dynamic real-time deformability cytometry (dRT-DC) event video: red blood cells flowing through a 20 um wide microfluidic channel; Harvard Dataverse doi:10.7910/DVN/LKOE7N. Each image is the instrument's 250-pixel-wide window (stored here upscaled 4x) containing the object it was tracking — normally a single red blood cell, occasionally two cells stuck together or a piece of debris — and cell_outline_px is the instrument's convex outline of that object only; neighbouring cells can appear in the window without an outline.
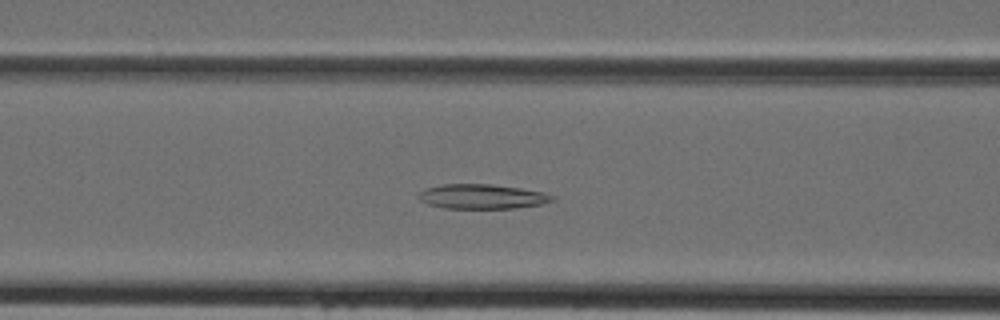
{"species": "Egyptian fruit bat (a non-hibernating species)", "species_latin": "Rousettus aegyptiacus", "temperature_condition": "cold", "stored_images_in_passage": 44, "camera_frame_rate_fps": 3000, "um_per_image_px": 0.085, "animal": {"sex": "female"}, "frame": {"image": 1, "passage_image": 17, "time_ms": 5.333, "image_size_px": [1000, 320], "cell_outline_px": [[556, 200], [540, 204], [516, 208], [444, 208], [428, 204], [420, 200], [416, 196], [424, 188], [444, 184], [488, 184], [520, 188], [540, 192], [556, 196]], "centroid_in_image_um": [40.95, 16.7], "position_along_channel_um": 125.7, "area_um2": 19.13}}
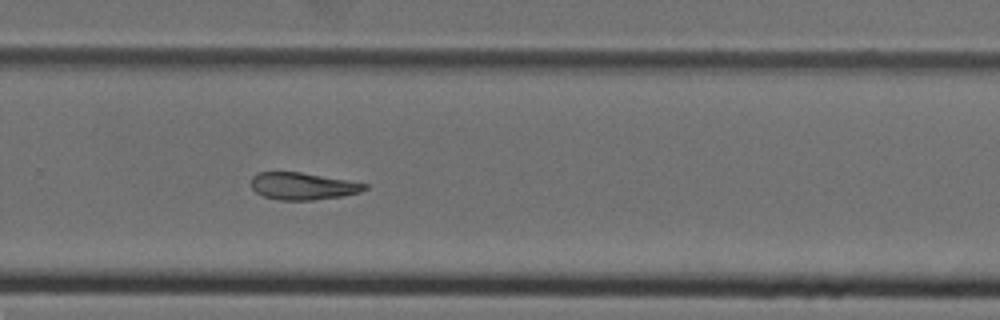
{"frame": {"image": 2, "passage_image": 29, "time_ms": 9.333, "image_size_px": [1000, 320], "cell_outline_px": [[368, 188], [360, 192], [340, 196], [312, 200], [280, 200], [264, 196], [256, 192], [252, 188], [252, 176], [256, 172], [300, 172], [368, 184]], "centroid_in_image_um": [25.71, 15.82], "position_along_channel_um": 304.1, "area_um2": 17.74}}
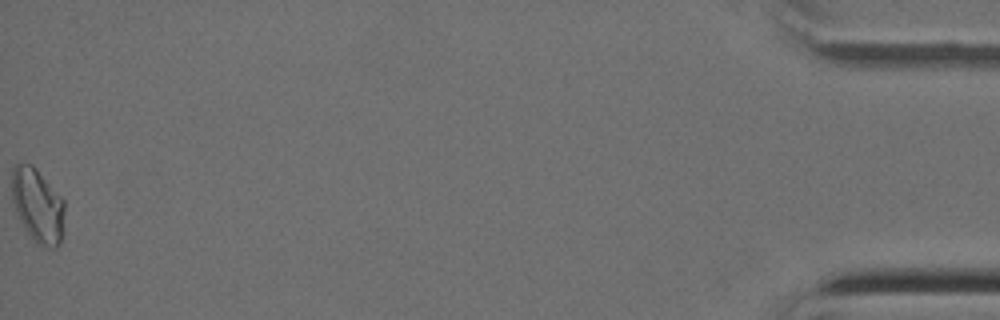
{"frame": {"image": 3, "passage_image": 44, "time_ms": 14.333, "image_size_px": [1000, 320], "cell_outline_px": [[64, 208], [60, 244], [56, 248], [48, 248], [36, 244], [32, 240], [24, 228], [16, 212], [12, 200], [12, 168], [16, 164], [32, 164], [36, 168], [64, 200]], "centroid_in_image_um": [3.19, 17.48], "position_along_channel_um": 432.0, "area_um2": 22.72}}